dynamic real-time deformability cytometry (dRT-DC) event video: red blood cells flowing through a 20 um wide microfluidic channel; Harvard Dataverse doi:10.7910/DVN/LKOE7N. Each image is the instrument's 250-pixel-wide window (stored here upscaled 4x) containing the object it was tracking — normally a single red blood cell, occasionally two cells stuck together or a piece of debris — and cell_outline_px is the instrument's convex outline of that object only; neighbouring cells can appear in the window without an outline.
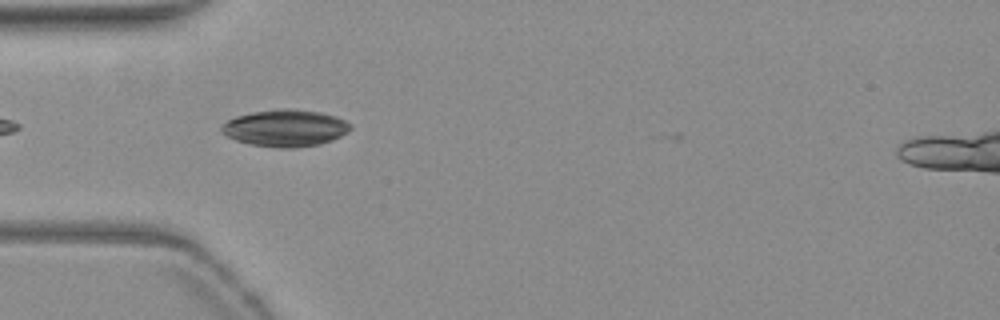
{"species": "common noctule bat (a hibernating species)", "species_latin": "Nyctalus noctula", "temperature_condition": "warm", "stored_images_in_passage": 20, "camera_frame_rate_fps": 3000, "um_per_image_px": 0.085, "animal": {"sex": "female", "body_mass_g": 19.3, "forearm_length_mm": 54.1}, "frame": {"image": 1, "passage_image": 4, "time_ms": 1.0, "image_size_px": [1000, 320], "cell_outline_px": [[352, 128], [340, 136], [332, 140], [320, 144], [296, 148], [276, 148], [248, 144], [236, 140], [220, 132], [220, 128], [228, 120], [236, 116], [252, 112], [276, 108], [292, 108], [320, 112], [336, 116], [352, 124]], "centroid_in_image_um": [24.25, 10.88], "position_along_channel_um": 60.8, "area_um2": 27.98}}
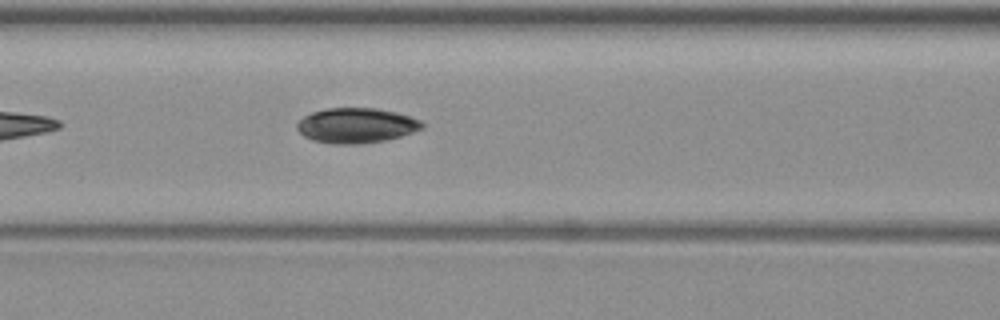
{"frame": {"image": 2, "passage_image": 10, "time_ms": 3.0, "image_size_px": [1000, 320], "cell_outline_px": [[424, 128], [388, 140], [360, 144], [332, 144], [312, 140], [304, 136], [296, 128], [296, 124], [304, 116], [312, 112], [328, 108], [376, 108], [396, 112], [420, 120], [424, 124]], "centroid_in_image_um": [30.28, 10.67], "position_along_channel_um": 136.3, "area_um2": 25.61}}